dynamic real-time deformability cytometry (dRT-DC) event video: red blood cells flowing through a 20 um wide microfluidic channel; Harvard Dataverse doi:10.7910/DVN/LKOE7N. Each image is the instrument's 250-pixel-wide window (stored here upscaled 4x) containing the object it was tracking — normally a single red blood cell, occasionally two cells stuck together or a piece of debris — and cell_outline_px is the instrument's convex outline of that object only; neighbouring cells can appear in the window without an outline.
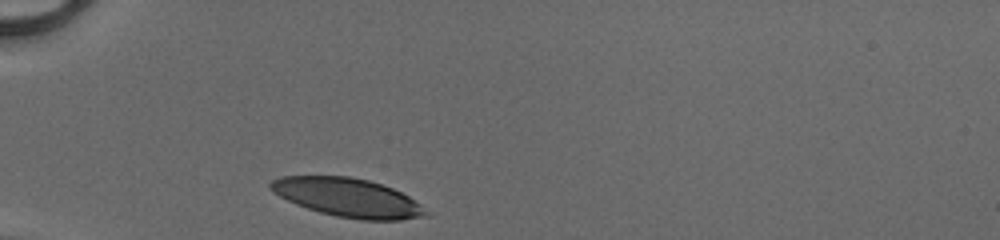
{"species": "human", "species_latin": "Homo sapiens", "temperature_condition": "cold", "stored_images_in_passage": 27, "camera_frame_rate_fps": 3000, "um_per_image_px": 0.085, "donor": {"sex": "male"}, "frame": {"image": 1, "passage_image": 1, "time_ms": 0.0, "image_size_px": [1000, 240], "cell_outline_px": [[432, 216], [400, 220], [360, 220], [336, 216], [320, 212], [296, 204], [272, 192], [268, 188], [268, 184], [272, 180], [280, 176], [348, 176], [368, 180], [392, 188], [408, 196], [420, 204]], "centroid_in_image_um": [29.56, 16.8], "position_along_channel_um": 55.4, "area_um2": 35.03}}
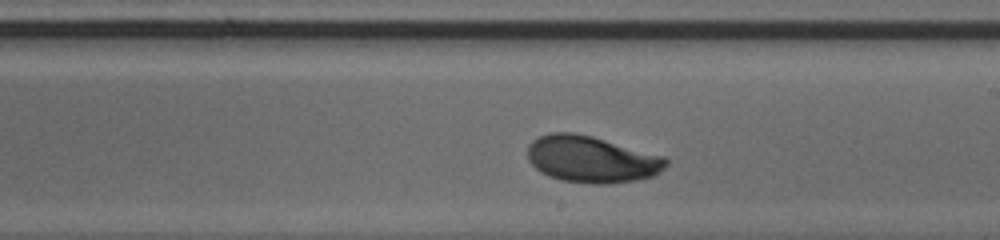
{"frame": {"image": 2, "passage_image": 16, "time_ms": 5.0, "image_size_px": [1000, 240], "cell_outline_px": [[668, 164], [664, 168], [652, 176], [636, 180], [608, 184], [592, 184], [560, 180], [548, 176], [540, 172], [528, 160], [528, 144], [532, 140], [540, 136], [552, 132], [576, 132], [592, 136], [664, 156], [668, 160]], "centroid_in_image_um": [50.26, 13.54], "position_along_channel_um": 238.7, "area_um2": 37.74}}
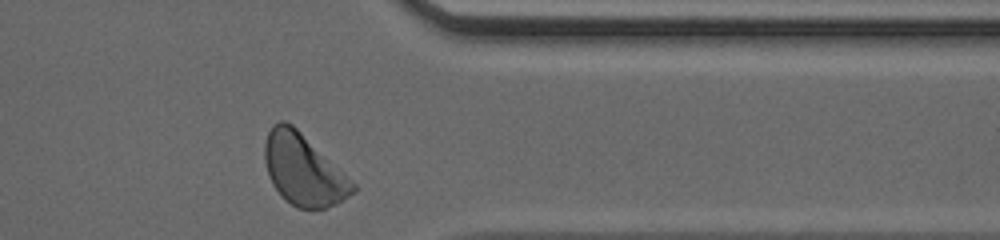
{"frame": {"image": 3, "passage_image": 27, "time_ms": 8.667, "image_size_px": [1000, 240], "cell_outline_px": [[356, 192], [336, 204], [324, 208], [296, 208], [272, 184], [268, 176], [264, 160], [264, 144], [268, 132], [272, 124], [280, 120], [284, 120], [292, 124], [344, 172], [356, 184]], "centroid_in_image_um": [25.79, 14.41], "position_along_channel_um": 385.6, "area_um2": 36.3}, "authors_computed_cell_mechanics": {"area_um2": 36.2984, "velocity_mm_per_s": 4.1063, "shape_relaxation_time_tau1_ms": 2.1814, "shape_relaxation_time_tau2_ms": 2.3788, "deformation_change_tau1": 0.1351, "deformation_change_tau2": 0.0639}}